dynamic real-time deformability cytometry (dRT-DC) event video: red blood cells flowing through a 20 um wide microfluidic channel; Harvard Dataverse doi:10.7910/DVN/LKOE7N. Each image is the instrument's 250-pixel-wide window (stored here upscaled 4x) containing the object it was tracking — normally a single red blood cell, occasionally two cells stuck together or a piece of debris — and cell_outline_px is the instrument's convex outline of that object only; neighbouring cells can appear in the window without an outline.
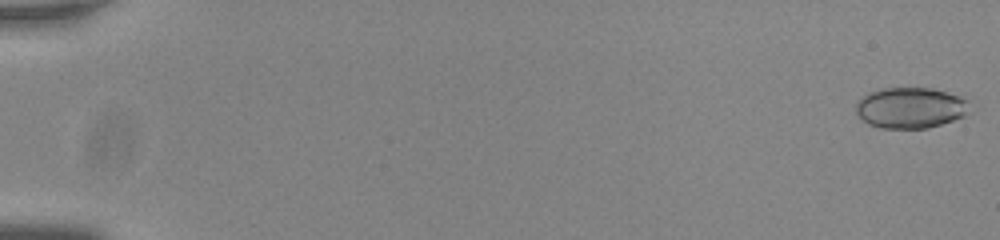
{"species": "common noctule bat (a hibernating species)", "species_latin": "Nyctalus noctula", "temperature_condition": "room temperature", "stored_images_in_passage": 56, "camera_frame_rate_fps": 3000, "um_per_image_px": 0.085, "animal": {"sex": "male", "body_mass_g": 20.0, "forearm_length_mm": 53.3}, "frame": {"image": 1, "passage_image": 1, "time_ms": 0.0, "image_size_px": [1000, 240], "cell_outline_px": [[968, 100], [964, 116], [928, 128], [880, 128], [868, 124], [856, 112], [856, 104], [868, 92], [880, 88], [932, 88], [960, 96]], "centroid_in_image_um": [77.35, 9.16], "position_along_channel_um": 7.6, "area_um2": 26.76}}
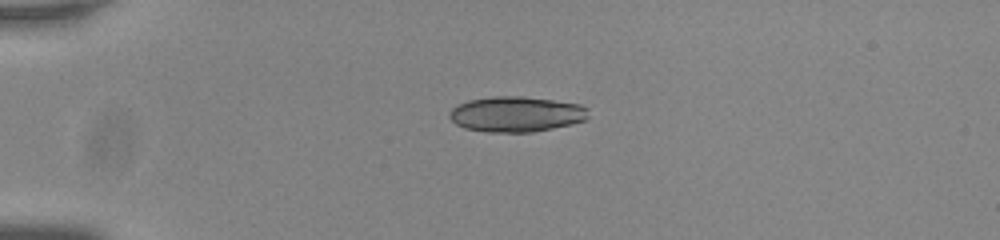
{"frame": {"image": 2, "passage_image": 15, "time_ms": 4.667, "image_size_px": [1000, 240], "cell_outline_px": [[588, 120], [572, 124], [532, 132], [484, 132], [464, 128], [456, 124], [448, 116], [448, 112], [456, 104], [468, 100], [492, 96], [524, 96], [580, 104], [588, 108]], "centroid_in_image_um": [43.86, 9.7], "position_along_channel_um": 41.1, "area_um2": 29.02}}